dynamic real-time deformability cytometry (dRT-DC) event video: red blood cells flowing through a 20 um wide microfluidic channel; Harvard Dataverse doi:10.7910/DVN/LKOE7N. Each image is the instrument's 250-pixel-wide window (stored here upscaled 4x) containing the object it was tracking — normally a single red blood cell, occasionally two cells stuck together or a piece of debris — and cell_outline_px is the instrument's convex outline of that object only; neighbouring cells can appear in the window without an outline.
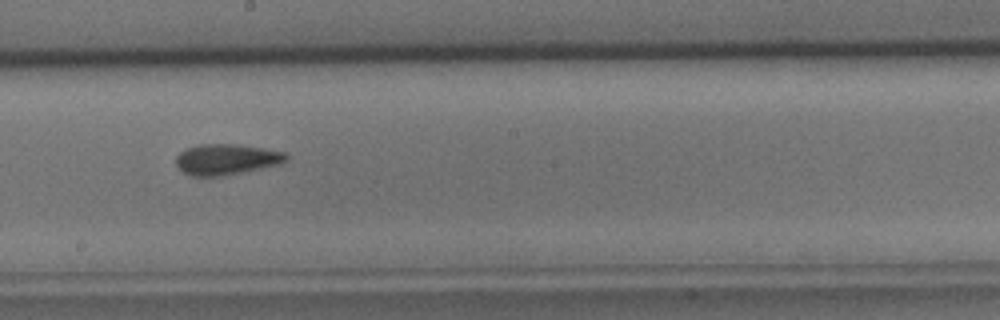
{"species": "common noctule bat (a hibernating species)", "species_latin": "Nyctalus noctula", "temperature_condition": "cold", "stored_images_in_passage": 29, "camera_frame_rate_fps": 3000, "um_per_image_px": 0.085, "animal": {"sex": "male", "body_mass_g": 15.6}, "frame": {"image": 1, "passage_image": 13, "time_ms": 4.0, "image_size_px": [1000, 320], "cell_outline_px": [[288, 160], [280, 164], [220, 176], [192, 176], [184, 172], [176, 164], [176, 156], [180, 152], [188, 148], [200, 144], [236, 144], [264, 148], [288, 152]], "centroid_in_image_um": [19.28, 13.53], "position_along_channel_um": 228.9, "area_um2": 19.65}}
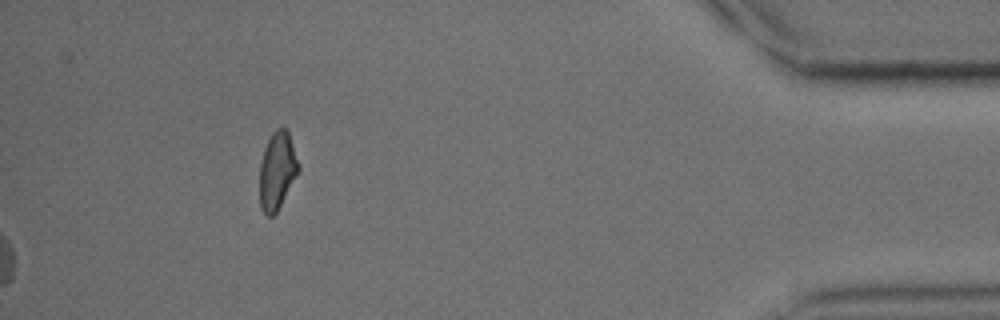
{"frame": {"image": 2, "passage_image": 29, "time_ms": 9.333, "image_size_px": [1000, 320], "cell_outline_px": [[300, 172], [276, 212], [272, 216], [268, 216], [260, 208], [260, 164], [264, 148], [272, 132], [276, 128], [284, 128], [288, 132], [300, 164]], "centroid_in_image_um": [23.58, 14.51], "position_along_channel_um": 411.6, "area_um2": 17.63}}